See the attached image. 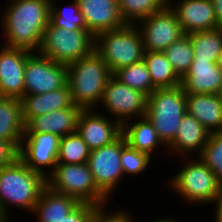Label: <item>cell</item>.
I'll list each match as a JSON object with an SVG mask.
<instances>
[{"label": "cell", "instance_id": "1", "mask_svg": "<svg viewBox=\"0 0 222 222\" xmlns=\"http://www.w3.org/2000/svg\"><path fill=\"white\" fill-rule=\"evenodd\" d=\"M11 2V3H10ZM0 16L7 47L37 52L49 24L50 0H11ZM10 3V4H9ZM3 25V26H2Z\"/></svg>", "mask_w": 222, "mask_h": 222}, {"label": "cell", "instance_id": "2", "mask_svg": "<svg viewBox=\"0 0 222 222\" xmlns=\"http://www.w3.org/2000/svg\"><path fill=\"white\" fill-rule=\"evenodd\" d=\"M46 179L32 171L19 158L0 168V221L10 222L11 205L32 214Z\"/></svg>", "mask_w": 222, "mask_h": 222}, {"label": "cell", "instance_id": "3", "mask_svg": "<svg viewBox=\"0 0 222 222\" xmlns=\"http://www.w3.org/2000/svg\"><path fill=\"white\" fill-rule=\"evenodd\" d=\"M112 75L95 50L68 64L67 84L73 104L82 109H95L101 102L104 89Z\"/></svg>", "mask_w": 222, "mask_h": 222}, {"label": "cell", "instance_id": "4", "mask_svg": "<svg viewBox=\"0 0 222 222\" xmlns=\"http://www.w3.org/2000/svg\"><path fill=\"white\" fill-rule=\"evenodd\" d=\"M94 50L114 74L120 68L130 66L143 59L144 48L141 31L136 25L98 33Z\"/></svg>", "mask_w": 222, "mask_h": 222}, {"label": "cell", "instance_id": "5", "mask_svg": "<svg viewBox=\"0 0 222 222\" xmlns=\"http://www.w3.org/2000/svg\"><path fill=\"white\" fill-rule=\"evenodd\" d=\"M186 112V93L181 85L155 89L147 97L146 116L166 146L174 140Z\"/></svg>", "mask_w": 222, "mask_h": 222}, {"label": "cell", "instance_id": "6", "mask_svg": "<svg viewBox=\"0 0 222 222\" xmlns=\"http://www.w3.org/2000/svg\"><path fill=\"white\" fill-rule=\"evenodd\" d=\"M189 158V159H188ZM195 158V159H194ZM184 157L185 165L177 174L168 180L169 187L180 195L182 200L193 205L211 204L214 202L220 182L211 169L194 155ZM170 182V183H169Z\"/></svg>", "mask_w": 222, "mask_h": 222}, {"label": "cell", "instance_id": "7", "mask_svg": "<svg viewBox=\"0 0 222 222\" xmlns=\"http://www.w3.org/2000/svg\"><path fill=\"white\" fill-rule=\"evenodd\" d=\"M95 37L87 29L60 28L48 24L43 32L39 54L68 65L94 50Z\"/></svg>", "mask_w": 222, "mask_h": 222}, {"label": "cell", "instance_id": "8", "mask_svg": "<svg viewBox=\"0 0 222 222\" xmlns=\"http://www.w3.org/2000/svg\"><path fill=\"white\" fill-rule=\"evenodd\" d=\"M47 186L54 192L69 195L80 202L98 207L106 206L110 200L97 188L88 163L57 164L46 179Z\"/></svg>", "mask_w": 222, "mask_h": 222}, {"label": "cell", "instance_id": "9", "mask_svg": "<svg viewBox=\"0 0 222 222\" xmlns=\"http://www.w3.org/2000/svg\"><path fill=\"white\" fill-rule=\"evenodd\" d=\"M127 144L123 134L115 141L90 151L88 166L97 188L110 200L124 178L121 150Z\"/></svg>", "mask_w": 222, "mask_h": 222}, {"label": "cell", "instance_id": "10", "mask_svg": "<svg viewBox=\"0 0 222 222\" xmlns=\"http://www.w3.org/2000/svg\"><path fill=\"white\" fill-rule=\"evenodd\" d=\"M99 104L100 107L102 104V108H105V113L107 111L110 118L112 116V119L123 125L136 116V118L146 116L147 96L130 88L112 75L107 82Z\"/></svg>", "mask_w": 222, "mask_h": 222}, {"label": "cell", "instance_id": "11", "mask_svg": "<svg viewBox=\"0 0 222 222\" xmlns=\"http://www.w3.org/2000/svg\"><path fill=\"white\" fill-rule=\"evenodd\" d=\"M67 85V65L32 52L24 70V95L52 92Z\"/></svg>", "mask_w": 222, "mask_h": 222}, {"label": "cell", "instance_id": "12", "mask_svg": "<svg viewBox=\"0 0 222 222\" xmlns=\"http://www.w3.org/2000/svg\"><path fill=\"white\" fill-rule=\"evenodd\" d=\"M60 140L61 137L49 132L24 133L18 158L32 171L47 179L58 164Z\"/></svg>", "mask_w": 222, "mask_h": 222}, {"label": "cell", "instance_id": "13", "mask_svg": "<svg viewBox=\"0 0 222 222\" xmlns=\"http://www.w3.org/2000/svg\"><path fill=\"white\" fill-rule=\"evenodd\" d=\"M136 26L143 38L144 51H164L185 33L175 11L167 4L162 10L142 19Z\"/></svg>", "mask_w": 222, "mask_h": 222}, {"label": "cell", "instance_id": "14", "mask_svg": "<svg viewBox=\"0 0 222 222\" xmlns=\"http://www.w3.org/2000/svg\"><path fill=\"white\" fill-rule=\"evenodd\" d=\"M96 111L83 109L77 120L76 131L90 150L110 144L122 134V125L118 121Z\"/></svg>", "mask_w": 222, "mask_h": 222}, {"label": "cell", "instance_id": "15", "mask_svg": "<svg viewBox=\"0 0 222 222\" xmlns=\"http://www.w3.org/2000/svg\"><path fill=\"white\" fill-rule=\"evenodd\" d=\"M32 52L0 47V97L21 99L24 96V70Z\"/></svg>", "mask_w": 222, "mask_h": 222}, {"label": "cell", "instance_id": "16", "mask_svg": "<svg viewBox=\"0 0 222 222\" xmlns=\"http://www.w3.org/2000/svg\"><path fill=\"white\" fill-rule=\"evenodd\" d=\"M168 0L185 34L220 28L211 0Z\"/></svg>", "mask_w": 222, "mask_h": 222}, {"label": "cell", "instance_id": "17", "mask_svg": "<svg viewBox=\"0 0 222 222\" xmlns=\"http://www.w3.org/2000/svg\"><path fill=\"white\" fill-rule=\"evenodd\" d=\"M87 30L95 37L98 33L123 28L117 0H76Z\"/></svg>", "mask_w": 222, "mask_h": 222}, {"label": "cell", "instance_id": "18", "mask_svg": "<svg viewBox=\"0 0 222 222\" xmlns=\"http://www.w3.org/2000/svg\"><path fill=\"white\" fill-rule=\"evenodd\" d=\"M210 132L192 115L186 112L180 121L178 132L174 140L167 146L169 154H176L179 157L199 156L206 143L208 142Z\"/></svg>", "mask_w": 222, "mask_h": 222}, {"label": "cell", "instance_id": "19", "mask_svg": "<svg viewBox=\"0 0 222 222\" xmlns=\"http://www.w3.org/2000/svg\"><path fill=\"white\" fill-rule=\"evenodd\" d=\"M218 61H193L187 73L181 78L186 94H220L222 71Z\"/></svg>", "mask_w": 222, "mask_h": 222}, {"label": "cell", "instance_id": "20", "mask_svg": "<svg viewBox=\"0 0 222 222\" xmlns=\"http://www.w3.org/2000/svg\"><path fill=\"white\" fill-rule=\"evenodd\" d=\"M82 110L80 106L75 105L33 117L24 125V133L49 132L62 138L76 131L77 120Z\"/></svg>", "mask_w": 222, "mask_h": 222}, {"label": "cell", "instance_id": "21", "mask_svg": "<svg viewBox=\"0 0 222 222\" xmlns=\"http://www.w3.org/2000/svg\"><path fill=\"white\" fill-rule=\"evenodd\" d=\"M20 101L24 125L33 117L75 106L68 84L52 92L24 95Z\"/></svg>", "mask_w": 222, "mask_h": 222}, {"label": "cell", "instance_id": "22", "mask_svg": "<svg viewBox=\"0 0 222 222\" xmlns=\"http://www.w3.org/2000/svg\"><path fill=\"white\" fill-rule=\"evenodd\" d=\"M186 111L210 133L222 130V99L220 94H186Z\"/></svg>", "mask_w": 222, "mask_h": 222}, {"label": "cell", "instance_id": "23", "mask_svg": "<svg viewBox=\"0 0 222 222\" xmlns=\"http://www.w3.org/2000/svg\"><path fill=\"white\" fill-rule=\"evenodd\" d=\"M122 134L131 148L144 152L150 157L158 147L162 148L161 145L167 150V146L159 138L157 131L147 116L135 118L132 122L130 120L126 121L122 125Z\"/></svg>", "mask_w": 222, "mask_h": 222}, {"label": "cell", "instance_id": "24", "mask_svg": "<svg viewBox=\"0 0 222 222\" xmlns=\"http://www.w3.org/2000/svg\"><path fill=\"white\" fill-rule=\"evenodd\" d=\"M81 202L69 195L59 194L46 186L34 207L32 214L35 220H58L64 219Z\"/></svg>", "mask_w": 222, "mask_h": 222}, {"label": "cell", "instance_id": "25", "mask_svg": "<svg viewBox=\"0 0 222 222\" xmlns=\"http://www.w3.org/2000/svg\"><path fill=\"white\" fill-rule=\"evenodd\" d=\"M23 136L20 99L0 97V139L11 142L19 150Z\"/></svg>", "mask_w": 222, "mask_h": 222}, {"label": "cell", "instance_id": "26", "mask_svg": "<svg viewBox=\"0 0 222 222\" xmlns=\"http://www.w3.org/2000/svg\"><path fill=\"white\" fill-rule=\"evenodd\" d=\"M143 60L156 89L174 88L181 85V78L174 71L164 52L144 51Z\"/></svg>", "mask_w": 222, "mask_h": 222}, {"label": "cell", "instance_id": "27", "mask_svg": "<svg viewBox=\"0 0 222 222\" xmlns=\"http://www.w3.org/2000/svg\"><path fill=\"white\" fill-rule=\"evenodd\" d=\"M188 36L194 51L193 61H218L222 52V27Z\"/></svg>", "mask_w": 222, "mask_h": 222}, {"label": "cell", "instance_id": "28", "mask_svg": "<svg viewBox=\"0 0 222 222\" xmlns=\"http://www.w3.org/2000/svg\"><path fill=\"white\" fill-rule=\"evenodd\" d=\"M117 3L123 21L136 25L142 19L162 10L168 0H117Z\"/></svg>", "mask_w": 222, "mask_h": 222}, {"label": "cell", "instance_id": "29", "mask_svg": "<svg viewBox=\"0 0 222 222\" xmlns=\"http://www.w3.org/2000/svg\"><path fill=\"white\" fill-rule=\"evenodd\" d=\"M113 75L125 85L144 93L147 97L156 89L143 59L120 68Z\"/></svg>", "mask_w": 222, "mask_h": 222}, {"label": "cell", "instance_id": "30", "mask_svg": "<svg viewBox=\"0 0 222 222\" xmlns=\"http://www.w3.org/2000/svg\"><path fill=\"white\" fill-rule=\"evenodd\" d=\"M90 149L77 133L72 132L60 140L58 164H84L88 162Z\"/></svg>", "mask_w": 222, "mask_h": 222}, {"label": "cell", "instance_id": "31", "mask_svg": "<svg viewBox=\"0 0 222 222\" xmlns=\"http://www.w3.org/2000/svg\"><path fill=\"white\" fill-rule=\"evenodd\" d=\"M67 5L60 7L56 1L50 0L49 24L60 28H70V30L87 29L77 1L72 0L71 4Z\"/></svg>", "mask_w": 222, "mask_h": 222}, {"label": "cell", "instance_id": "32", "mask_svg": "<svg viewBox=\"0 0 222 222\" xmlns=\"http://www.w3.org/2000/svg\"><path fill=\"white\" fill-rule=\"evenodd\" d=\"M163 52L166 54L174 71L182 78L194 59V51L188 34L171 43Z\"/></svg>", "mask_w": 222, "mask_h": 222}, {"label": "cell", "instance_id": "33", "mask_svg": "<svg viewBox=\"0 0 222 222\" xmlns=\"http://www.w3.org/2000/svg\"><path fill=\"white\" fill-rule=\"evenodd\" d=\"M199 158L211 169L217 180L222 182V130L210 133L208 142Z\"/></svg>", "mask_w": 222, "mask_h": 222}, {"label": "cell", "instance_id": "34", "mask_svg": "<svg viewBox=\"0 0 222 222\" xmlns=\"http://www.w3.org/2000/svg\"><path fill=\"white\" fill-rule=\"evenodd\" d=\"M153 157H150L144 152H140L131 148L126 144L121 150V166L124 176L128 175L139 176L150 166Z\"/></svg>", "mask_w": 222, "mask_h": 222}, {"label": "cell", "instance_id": "35", "mask_svg": "<svg viewBox=\"0 0 222 222\" xmlns=\"http://www.w3.org/2000/svg\"><path fill=\"white\" fill-rule=\"evenodd\" d=\"M98 206L81 202L71 213L64 219L58 220H37V222H89L92 214Z\"/></svg>", "mask_w": 222, "mask_h": 222}, {"label": "cell", "instance_id": "36", "mask_svg": "<svg viewBox=\"0 0 222 222\" xmlns=\"http://www.w3.org/2000/svg\"><path fill=\"white\" fill-rule=\"evenodd\" d=\"M114 213L105 210V206L97 207L89 222H135L126 210L118 209Z\"/></svg>", "mask_w": 222, "mask_h": 222}, {"label": "cell", "instance_id": "37", "mask_svg": "<svg viewBox=\"0 0 222 222\" xmlns=\"http://www.w3.org/2000/svg\"><path fill=\"white\" fill-rule=\"evenodd\" d=\"M19 150L11 143L0 139V168L13 164L18 159Z\"/></svg>", "mask_w": 222, "mask_h": 222}, {"label": "cell", "instance_id": "38", "mask_svg": "<svg viewBox=\"0 0 222 222\" xmlns=\"http://www.w3.org/2000/svg\"><path fill=\"white\" fill-rule=\"evenodd\" d=\"M214 204L216 210H214V220L215 222H222V182L219 184V188L215 197Z\"/></svg>", "mask_w": 222, "mask_h": 222}, {"label": "cell", "instance_id": "39", "mask_svg": "<svg viewBox=\"0 0 222 222\" xmlns=\"http://www.w3.org/2000/svg\"><path fill=\"white\" fill-rule=\"evenodd\" d=\"M214 6L217 22L222 27V0H211Z\"/></svg>", "mask_w": 222, "mask_h": 222}, {"label": "cell", "instance_id": "40", "mask_svg": "<svg viewBox=\"0 0 222 222\" xmlns=\"http://www.w3.org/2000/svg\"><path fill=\"white\" fill-rule=\"evenodd\" d=\"M150 222H178L174 216H170V217H165V218H162L159 219V220H151Z\"/></svg>", "mask_w": 222, "mask_h": 222}, {"label": "cell", "instance_id": "41", "mask_svg": "<svg viewBox=\"0 0 222 222\" xmlns=\"http://www.w3.org/2000/svg\"><path fill=\"white\" fill-rule=\"evenodd\" d=\"M217 64L219 66V69L222 71V52H221V55L219 56Z\"/></svg>", "mask_w": 222, "mask_h": 222}]
</instances>
